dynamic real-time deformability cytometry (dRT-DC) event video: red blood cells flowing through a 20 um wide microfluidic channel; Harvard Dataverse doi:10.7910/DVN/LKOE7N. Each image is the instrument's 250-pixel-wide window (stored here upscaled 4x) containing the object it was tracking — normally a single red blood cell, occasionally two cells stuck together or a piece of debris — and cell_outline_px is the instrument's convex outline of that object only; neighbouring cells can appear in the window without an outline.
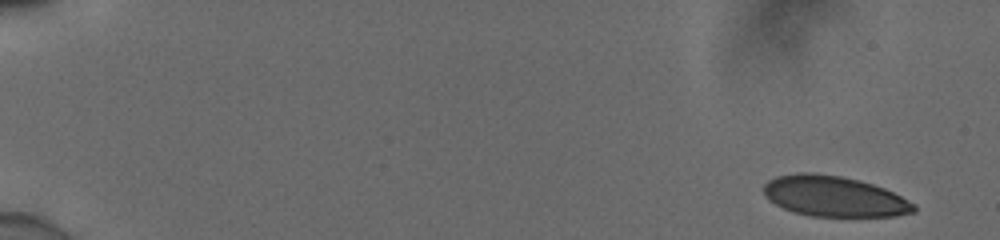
{"species": "human", "species_latin": "Homo sapiens", "temperature_condition": "cold", "stored_images_in_passage": 43, "camera_frame_rate_fps": 3000, "um_per_image_px": 0.085, "donor": {"sex": "male"}, "frame": {"image": 1, "passage_image": 1, "time_ms": 0.0, "image_size_px": [1000, 240], "cell_outline_px": [[916, 212], [892, 216], [812, 216], [796, 212], [784, 208], [768, 200], [764, 196], [764, 184], [768, 180], [776, 176], [800, 172], [812, 172], [840, 176], [860, 180], [884, 188], [916, 204]], "centroid_in_image_um": [70.89, 16.68], "position_along_channel_um": 14.1, "area_um2": 35.43}}
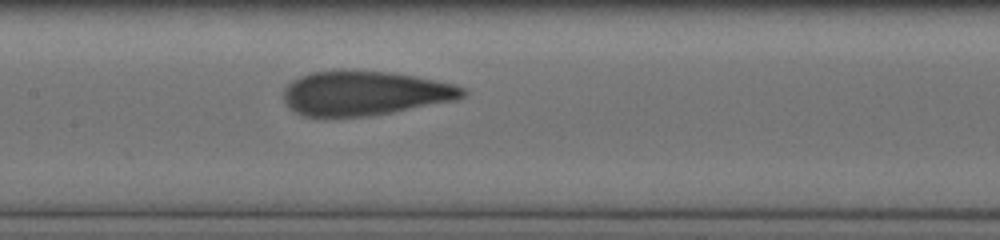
{"frame": {"image": 2, "passage_image": 25, "time_ms": 8.0, "image_size_px": [1000, 240], "cell_outline_px": [[468, 92], [464, 96], [456, 100], [368, 116], [304, 116], [296, 112], [284, 100], [284, 88], [292, 80], [300, 76], [312, 72], [344, 68], [392, 72], [436, 80], [468, 88]], "centroid_in_image_um": [31.01, 7.88], "position_along_channel_um": 176.4, "area_um2": 46.64}}
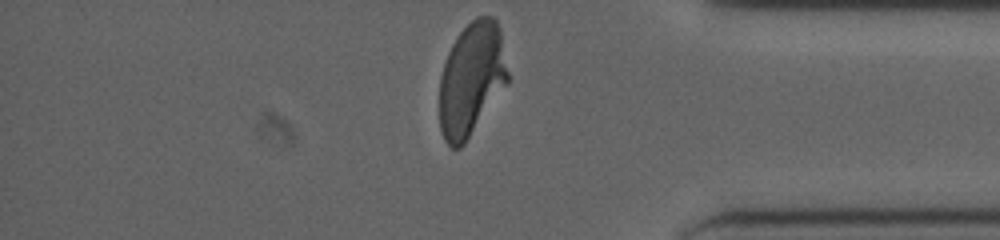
{"frame": {"image": 3, "passage_image": 43, "time_ms": 14.0, "image_size_px": [1000, 240], "cell_outline_px": [[508, 84], [464, 144], [460, 148], [452, 148], [444, 140], [440, 128], [440, 76], [448, 52], [456, 36], [476, 16], [492, 16], [496, 20], [500, 32], [508, 72]], "centroid_in_image_um": [40.07, 6.74], "position_along_channel_um": 395.1, "area_um2": 45.08}, "authors_computed_cell_mechanics": {"area_um2": 46.2978, "velocity_mm_per_s": 3.8924, "shape_relaxation_time_tau1_ms": 6.2473, "shape_relaxation_time_tau2_ms": 0.8197, "deformation_change_tau1": 0.2372, "deformation_change_tau2": 0.0841}}